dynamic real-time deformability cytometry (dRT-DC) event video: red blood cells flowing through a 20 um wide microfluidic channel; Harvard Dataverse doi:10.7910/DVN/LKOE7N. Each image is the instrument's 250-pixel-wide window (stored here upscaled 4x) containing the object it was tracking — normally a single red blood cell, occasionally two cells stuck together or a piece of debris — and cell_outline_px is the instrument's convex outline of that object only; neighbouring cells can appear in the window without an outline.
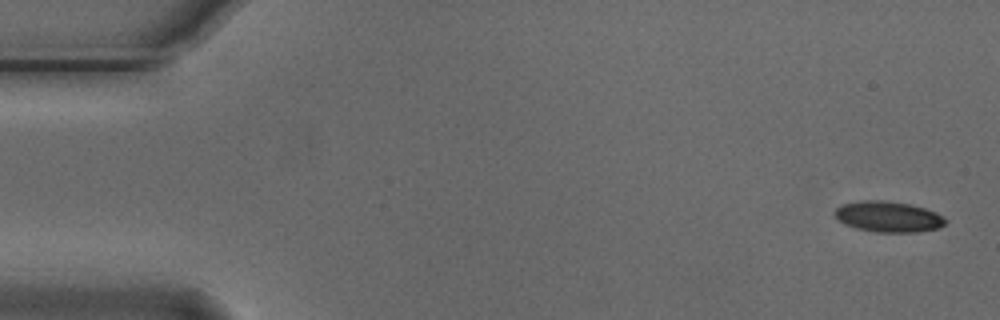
{"species": "Egyptian fruit bat (a non-hibernating species)", "species_latin": "Rousettus aegyptiacus", "temperature_condition": "cold", "stored_images_in_passage": 5, "camera_frame_rate_fps": 3000, "um_per_image_px": 0.085, "animal": {"sex": "male"}, "frame": {"image": 1, "passage_image": 1, "time_ms": 0.0, "image_size_px": [1000, 320], "cell_outline_px": [[948, 220], [944, 224], [936, 228], [916, 232], [876, 232], [856, 228], [844, 224], [836, 216], [836, 208], [840, 204], [860, 200], [884, 200], [908, 204], [924, 208], [936, 212], [944, 216]], "centroid_in_image_um": [75.5, 18.41], "position_along_channel_um": 9.5, "area_um2": 19.77}}
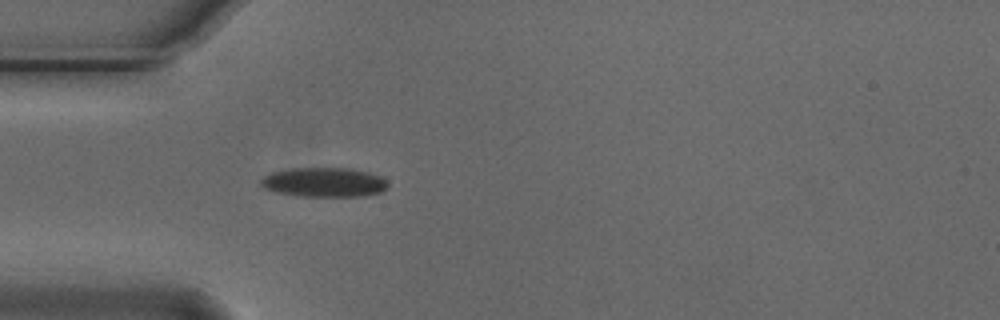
{"frame": {"image": 2, "passage_image": 5, "time_ms": 1.333, "image_size_px": [1000, 320], "cell_outline_px": [[388, 188], [380, 192], [364, 196], [296, 196], [276, 192], [264, 188], [260, 184], [260, 180], [264, 176], [272, 172], [292, 168], [352, 168], [368, 172], [380, 176], [388, 184]], "centroid_in_image_um": [27.54, 15.49], "position_along_channel_um": 57.5, "area_um2": 21.85}}